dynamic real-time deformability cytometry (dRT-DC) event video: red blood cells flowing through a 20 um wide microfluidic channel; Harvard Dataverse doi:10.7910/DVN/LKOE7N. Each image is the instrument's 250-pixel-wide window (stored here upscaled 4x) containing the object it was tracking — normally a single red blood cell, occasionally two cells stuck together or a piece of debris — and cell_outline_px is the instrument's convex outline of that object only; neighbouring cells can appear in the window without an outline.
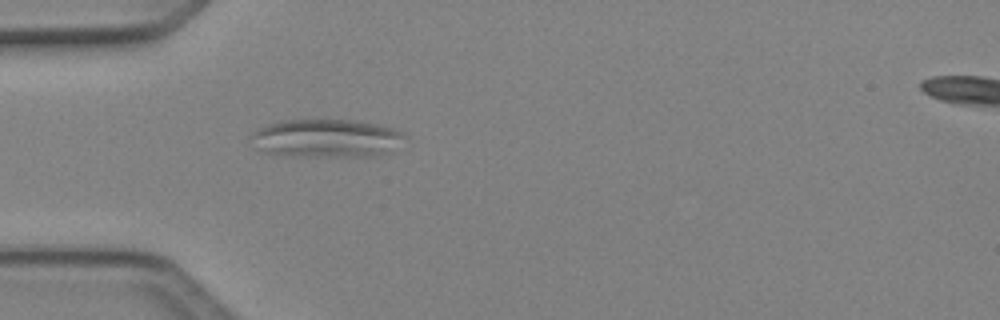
{"species": "Egyptian fruit bat (a non-hibernating species)", "species_latin": "Rousettus aegyptiacus", "temperature_condition": "cold", "stored_images_in_passage": 5, "segment_of_instrument_passage": [1, 2], "camera_frame_rate_fps": 3000, "um_per_image_px": 0.085, "animal": {"sex": "female"}, "frame": {"image": 1, "passage_image": 4, "time_ms": 1.0, "image_size_px": [1000, 320], "cell_outline_px": [[400, 136], [392, 152], [380, 156], [288, 156], [264, 152], [256, 148], [248, 136], [252, 132], [268, 124], [280, 120], [356, 120], [380, 124], [392, 128], [400, 132]], "centroid_in_image_um": [27.65, 11.76], "position_along_channel_um": 57.3, "area_um2": 34.22}}